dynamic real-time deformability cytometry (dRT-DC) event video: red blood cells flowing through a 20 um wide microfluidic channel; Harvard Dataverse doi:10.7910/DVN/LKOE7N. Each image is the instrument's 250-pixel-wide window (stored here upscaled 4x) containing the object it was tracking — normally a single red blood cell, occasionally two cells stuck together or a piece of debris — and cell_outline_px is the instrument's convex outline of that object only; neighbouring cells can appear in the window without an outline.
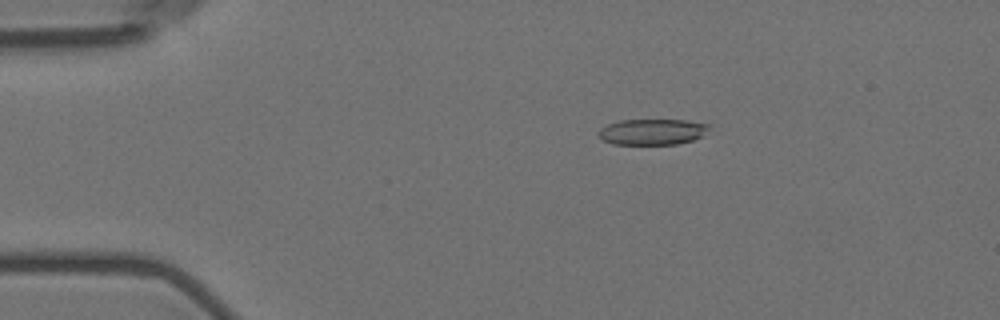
{"species": "Egyptian fruit bat (a non-hibernating species)", "species_latin": "Rousettus aegyptiacus", "temperature_condition": "room temperature", "stored_images_in_passage": 4, "camera_frame_rate_fps": 3000, "um_per_image_px": 0.085, "animal": {"sex": "female"}, "frame": {"image": 1, "passage_image": 3, "time_ms": 2.333, "image_size_px": [1000, 320], "cell_outline_px": [[708, 128], [700, 136], [692, 140], [676, 144], [612, 144], [604, 140], [596, 132], [600, 128], [608, 124], [620, 120], [688, 120], [708, 124]], "centroid_in_image_um": [55.39, 11.2], "position_along_channel_um": 29.6, "area_um2": 16.47}}